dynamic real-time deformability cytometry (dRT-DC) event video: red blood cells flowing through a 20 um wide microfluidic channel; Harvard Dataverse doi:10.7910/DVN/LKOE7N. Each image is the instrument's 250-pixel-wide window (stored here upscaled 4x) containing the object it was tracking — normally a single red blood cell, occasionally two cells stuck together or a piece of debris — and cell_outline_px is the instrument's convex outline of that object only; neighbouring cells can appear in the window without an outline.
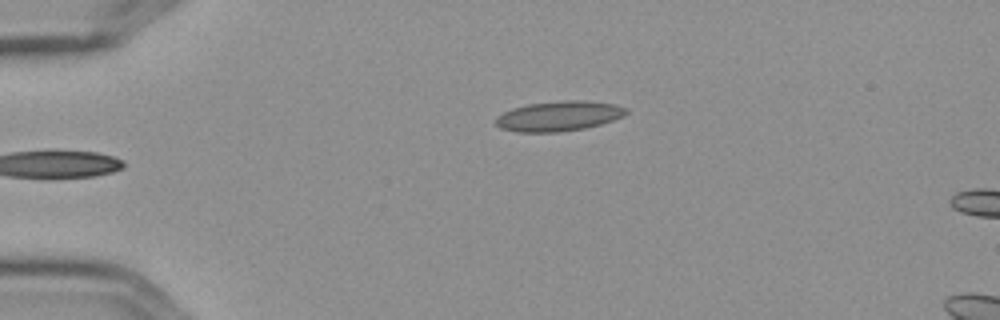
{"species": "Egyptian fruit bat (a non-hibernating species)", "species_latin": "Rousettus aegyptiacus", "temperature_condition": "cold", "stored_images_in_passage": 3, "camera_frame_rate_fps": 3000, "um_per_image_px": 0.085, "frame": {"image": 1, "passage_image": 3, "time_ms": 0.667, "image_size_px": [1000, 320], "cell_outline_px": [[628, 112], [624, 116], [600, 124], [584, 128], [556, 132], [516, 132], [500, 128], [496, 124], [496, 116], [512, 108], [528, 104], [572, 100], [576, 100], [616, 104], [628, 108]], "centroid_in_image_um": [47.49, 9.87], "position_along_channel_um": 37.5, "area_um2": 22.6}}